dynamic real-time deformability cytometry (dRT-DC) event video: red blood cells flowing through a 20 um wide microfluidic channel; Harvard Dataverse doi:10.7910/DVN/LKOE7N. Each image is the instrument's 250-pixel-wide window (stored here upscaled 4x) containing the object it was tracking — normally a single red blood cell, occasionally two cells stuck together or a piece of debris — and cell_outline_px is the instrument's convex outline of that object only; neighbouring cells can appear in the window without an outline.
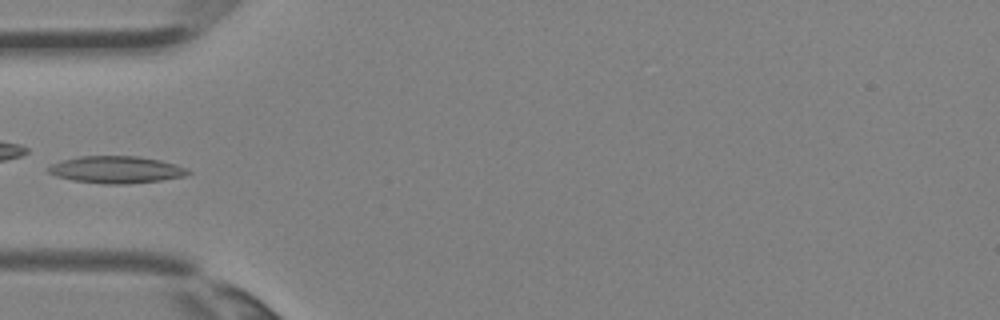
{"species": "Egyptian fruit bat (a non-hibernating species)", "species_latin": "Rousettus aegyptiacus", "temperature_condition": "room temperature", "stored_images_in_passage": 4, "camera_frame_rate_fps": 3000, "um_per_image_px": 0.085, "animal": {"sex": "female"}, "frame": {"image": 1, "passage_image": 4, "time_ms": 1.0, "image_size_px": [1000, 320], "cell_outline_px": [[192, 172], [184, 176], [160, 180], [124, 184], [104, 184], [72, 180], [56, 176], [48, 172], [44, 168], [60, 160], [80, 156], [136, 156], [160, 160], [176, 164]], "centroid_in_image_um": [9.82, 14.41], "position_along_channel_um": 75.2, "area_um2": 22.02}}